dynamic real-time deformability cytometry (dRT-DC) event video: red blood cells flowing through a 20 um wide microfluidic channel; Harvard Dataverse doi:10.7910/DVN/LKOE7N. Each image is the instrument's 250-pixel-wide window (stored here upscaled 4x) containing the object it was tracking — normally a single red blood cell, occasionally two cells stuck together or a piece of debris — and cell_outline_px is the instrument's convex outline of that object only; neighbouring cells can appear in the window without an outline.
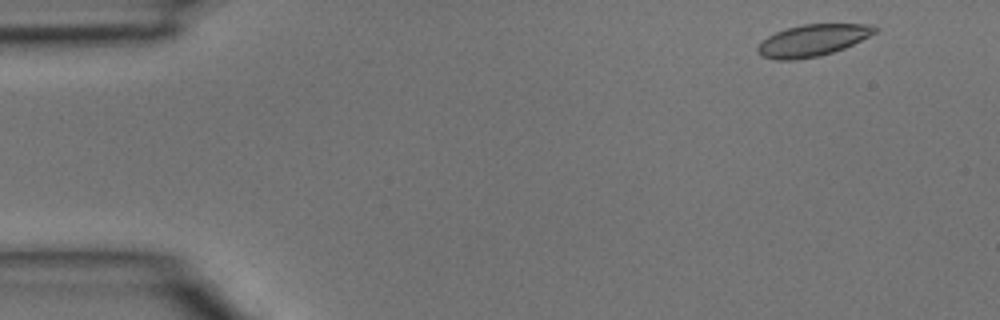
{"species": "common noctule bat (a hibernating species)", "species_latin": "Nyctalus noctula", "temperature_condition": "room temperature", "stored_images_in_passage": 5, "segment_of_instrument_passage": [2, 2], "camera_frame_rate_fps": 3000, "um_per_image_px": 0.085, "animal": {"sex": "male", "body_mass_g": 15.6}, "frame": {"image": 1, "passage_image": 5, "time_ms": 1.333, "image_size_px": [1000, 320], "cell_outline_px": [[880, 28], [876, 32], [844, 48], [820, 56], [796, 60], [776, 60], [760, 56], [756, 52], [756, 48], [768, 36], [776, 32], [788, 28], [804, 24], [872, 24]], "centroid_in_image_um": [69.06, 3.44], "position_along_channel_um": 15.9, "area_um2": 21.62}}